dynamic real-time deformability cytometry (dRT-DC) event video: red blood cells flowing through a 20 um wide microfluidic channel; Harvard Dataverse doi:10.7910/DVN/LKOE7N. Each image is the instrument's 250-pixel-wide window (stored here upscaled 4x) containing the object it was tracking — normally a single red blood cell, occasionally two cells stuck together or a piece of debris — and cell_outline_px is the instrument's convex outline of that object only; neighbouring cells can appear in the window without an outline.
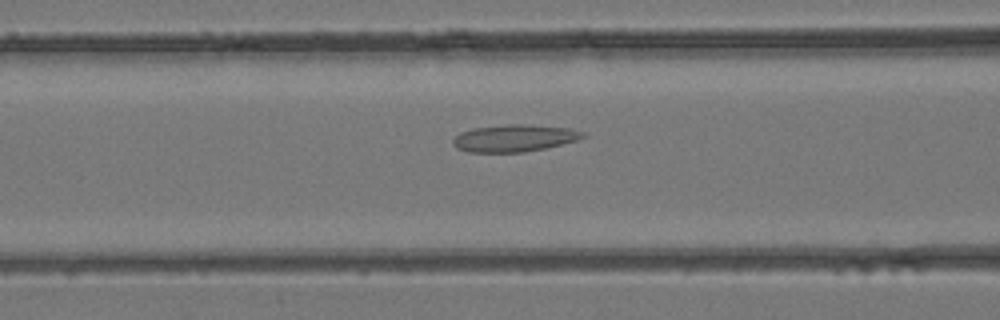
{"species": "common noctule bat (a hibernating species)", "species_latin": "Nyctalus noctula", "temperature_condition": "room temperature", "stored_images_in_passage": 27, "camera_frame_rate_fps": 3000, "um_per_image_px": 0.085, "animal": {"sex": "female", "body_mass_g": 24.6, "forearm_length_mm": 56.2}, "frame": {"image": 1, "passage_image": 7, "time_ms": 2.0, "image_size_px": [1000, 320], "cell_outline_px": [[584, 136], [576, 140], [544, 148], [524, 152], [468, 152], [456, 148], [452, 144], [452, 140], [460, 132], [472, 128], [508, 124], [520, 124], [572, 128], [584, 132]], "centroid_in_image_um": [43.66, 11.74], "position_along_channel_um": 122.9, "area_um2": 20.4}}
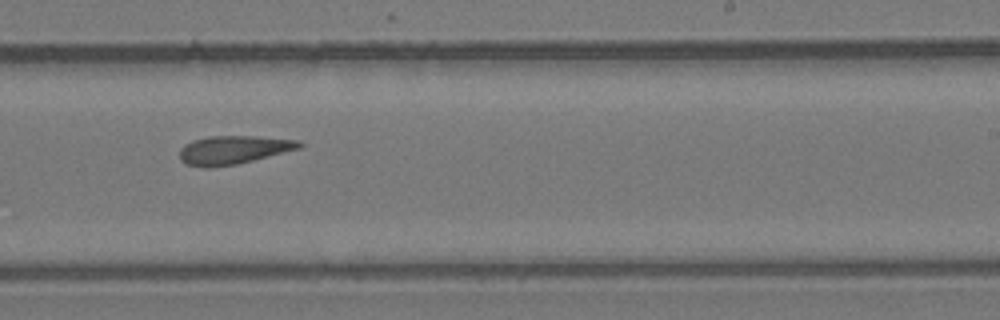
{"frame": {"image": 2, "passage_image": 16, "time_ms": 5.0, "image_size_px": [1000, 320], "cell_outline_px": [[304, 144], [300, 148], [236, 164], [208, 168], [204, 168], [184, 164], [180, 160], [180, 148], [184, 144], [192, 140], [208, 136], [256, 136], [300, 140]], "centroid_in_image_um": [19.79, 12.73], "position_along_channel_um": 269.2, "area_um2": 19.94}}
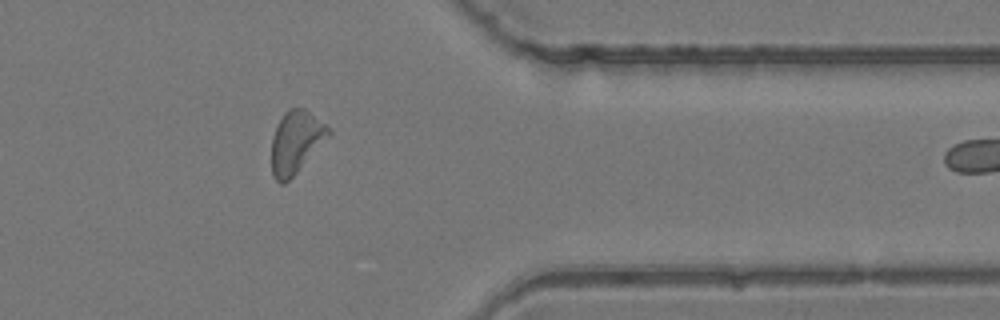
{"frame": {"image": 3, "passage_image": 24, "time_ms": 7.667, "image_size_px": [1000, 320], "cell_outline_px": [[332, 132], [296, 172], [284, 184], [280, 184], [272, 176], [272, 136], [276, 124], [284, 112], [288, 108], [304, 108], [324, 124]], "centroid_in_image_um": [25.1, 12.06], "position_along_channel_um": 386.3, "area_um2": 20.29}}